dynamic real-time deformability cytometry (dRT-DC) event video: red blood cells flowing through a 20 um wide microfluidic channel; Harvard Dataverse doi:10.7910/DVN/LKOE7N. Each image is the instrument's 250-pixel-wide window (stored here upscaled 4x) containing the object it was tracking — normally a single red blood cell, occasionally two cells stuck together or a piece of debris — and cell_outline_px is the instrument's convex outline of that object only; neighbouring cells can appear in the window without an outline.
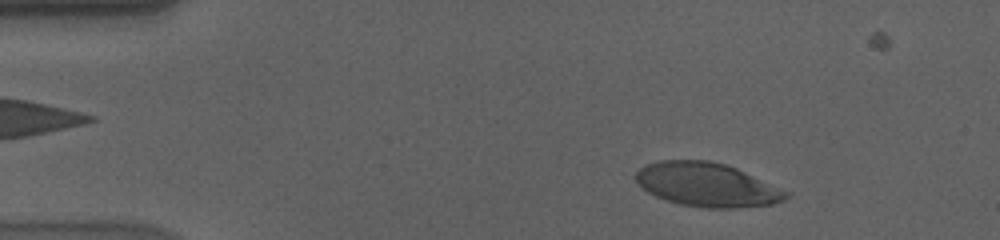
{"species": "human", "species_latin": "Homo sapiens", "temperature_condition": "cold", "stored_images_in_passage": 48, "camera_frame_rate_fps": 3000, "um_per_image_px": 0.085, "donor": {"sex": "male"}, "frame": {"image": 1, "passage_image": 6, "time_ms": 1.667, "image_size_px": [1000, 240], "cell_outline_px": [[792, 192], [784, 200], [772, 204], [740, 208], [700, 208], [680, 204], [656, 196], [648, 192], [636, 180], [636, 172], [644, 164], [660, 160], [708, 160], [724, 164], [736, 168]], "centroid_in_image_um": [60.13, 15.7], "position_along_channel_um": 24.9, "area_um2": 38.49}}
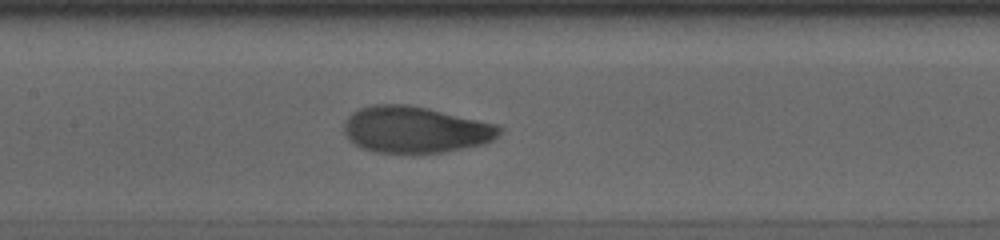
{"frame": {"image": 2, "passage_image": 25, "time_ms": 8.0, "image_size_px": [1000, 240], "cell_outline_px": [[504, 132], [496, 140], [484, 144], [444, 152], [416, 156], [404, 156], [376, 152], [352, 144], [344, 136], [344, 120], [352, 112], [360, 108], [376, 104], [408, 104], [428, 108], [500, 124], [504, 128]], "centroid_in_image_um": [35.34, 11.06], "position_along_channel_um": 172.1, "area_um2": 43.87}}
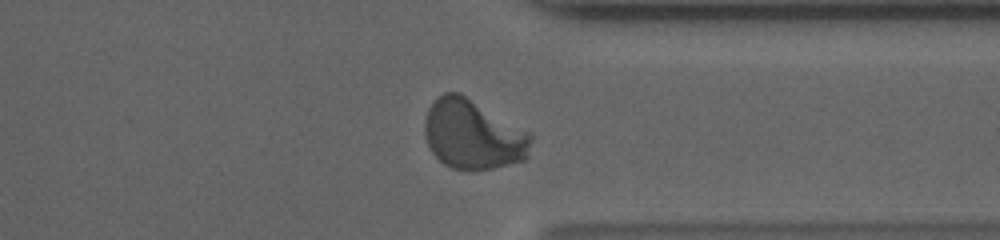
{"frame": {"image": 3, "passage_image": 42, "time_ms": 13.667, "image_size_px": [1000, 240], "cell_outline_px": [[532, 140], [528, 156], [524, 160], [492, 168], [472, 172], [452, 168], [444, 164], [432, 152], [428, 144], [424, 132], [424, 120], [428, 108], [432, 100], [436, 96], [444, 92], [460, 92], [532, 132]], "centroid_in_image_um": [40.21, 11.42], "position_along_channel_um": 371.2, "area_um2": 43.99}}